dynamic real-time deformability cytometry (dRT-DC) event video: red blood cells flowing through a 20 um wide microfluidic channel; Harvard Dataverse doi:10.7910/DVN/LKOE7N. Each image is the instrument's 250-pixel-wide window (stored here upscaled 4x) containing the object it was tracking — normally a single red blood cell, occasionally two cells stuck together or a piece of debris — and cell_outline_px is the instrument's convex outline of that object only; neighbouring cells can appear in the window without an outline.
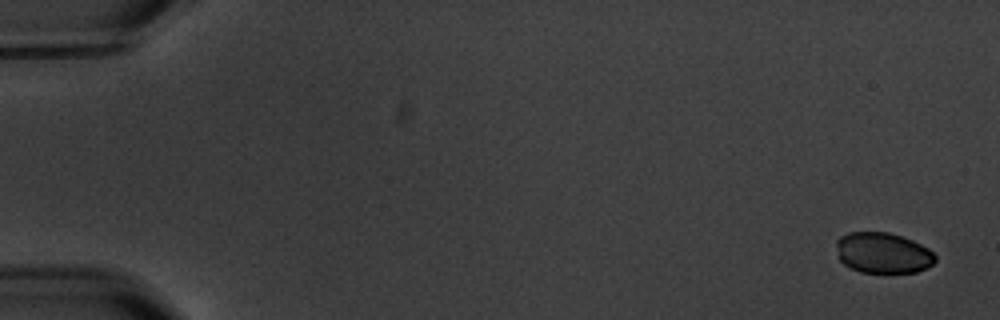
{"species": "common noctule bat (a hibernating species)", "species_latin": "Nyctalus noctula", "temperature_condition": "warm", "stored_images_in_passage": 10, "camera_frame_rate_fps": 3000, "um_per_image_px": 0.085, "animal": {"sex": "male", "body_mass_g": 20.1, "forearm_length_mm": 53.5}, "frame": {"image": 1, "passage_image": 1, "time_ms": 0.0, "image_size_px": [1000, 320], "cell_outline_px": [[936, 260], [932, 264], [916, 272], [860, 272], [844, 264], [840, 260], [836, 244], [836, 240], [840, 236], [848, 232], [888, 232], [912, 240], [928, 248], [936, 256]], "centroid_in_image_um": [75.03, 21.48], "position_along_channel_um": 10.0, "area_um2": 23.29}}
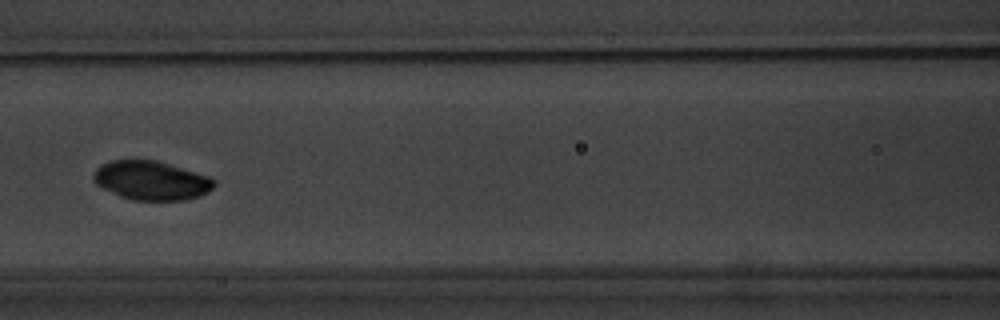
{"frame": {"image": 2, "passage_image": 8, "time_ms": 8.333, "image_size_px": [1000, 320], "cell_outline_px": [[216, 184], [208, 192], [200, 196], [184, 200], [132, 200], [120, 196], [100, 188], [96, 184], [92, 176], [96, 168], [100, 164], [112, 160], [156, 160], [208, 176], [216, 180]], "centroid_in_image_um": [12.83, 15.34], "position_along_channel_um": 153.8, "area_um2": 27.51}}
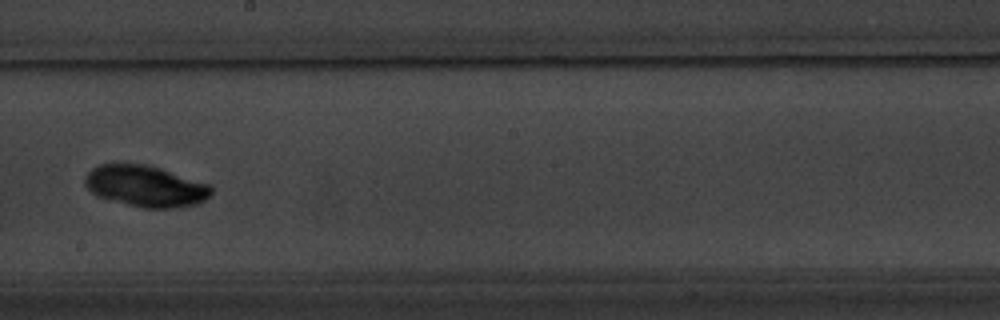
{"frame": {"image": 3, "passage_image": 10, "time_ms": 10.667, "image_size_px": [1000, 320], "cell_outline_px": [[212, 192], [204, 200], [196, 204], [180, 208], [144, 208], [96, 196], [84, 184], [84, 176], [92, 168], [100, 164], [112, 160], [116, 160], [144, 164], [160, 168], [212, 184]], "centroid_in_image_um": [12.34, 15.78], "position_along_channel_um": 235.9, "area_um2": 31.15}}